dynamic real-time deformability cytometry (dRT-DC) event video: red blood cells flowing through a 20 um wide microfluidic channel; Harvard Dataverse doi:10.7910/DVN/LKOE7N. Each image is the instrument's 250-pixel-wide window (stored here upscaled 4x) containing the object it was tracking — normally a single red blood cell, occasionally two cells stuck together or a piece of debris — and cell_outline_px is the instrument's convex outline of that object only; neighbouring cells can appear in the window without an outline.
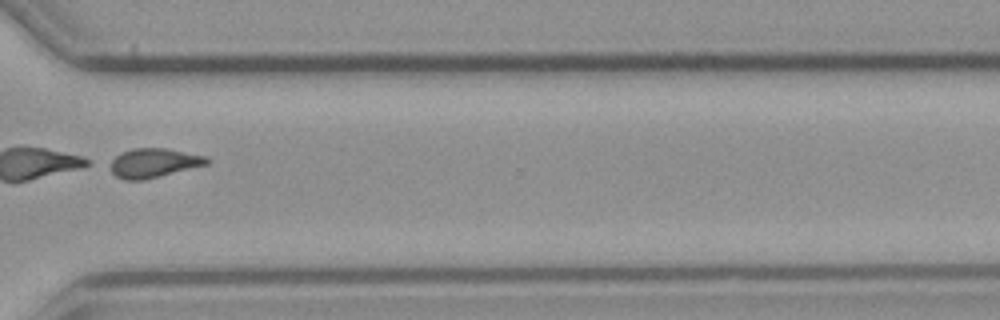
{"species": "common noctule bat (a hibernating species)", "species_latin": "Nyctalus noctula", "temperature_condition": "cold", "stored_images_in_passage": 38, "camera_frame_rate_fps": 3000, "um_per_image_px": 0.085, "animal": {"sex": "male", "body_mass_g": 23.1, "forearm_length_mm": 52.7}, "frame": {"image": 1, "passage_image": 24, "time_ms": 7.667, "image_size_px": [1000, 320], "cell_outline_px": [[212, 160], [208, 164], [140, 180], [124, 180], [116, 176], [104, 164], [108, 160], [120, 152], [132, 148], [168, 148], [208, 156]], "centroid_in_image_um": [12.99, 13.82], "position_along_channel_um": 357.6, "area_um2": 16.82}}